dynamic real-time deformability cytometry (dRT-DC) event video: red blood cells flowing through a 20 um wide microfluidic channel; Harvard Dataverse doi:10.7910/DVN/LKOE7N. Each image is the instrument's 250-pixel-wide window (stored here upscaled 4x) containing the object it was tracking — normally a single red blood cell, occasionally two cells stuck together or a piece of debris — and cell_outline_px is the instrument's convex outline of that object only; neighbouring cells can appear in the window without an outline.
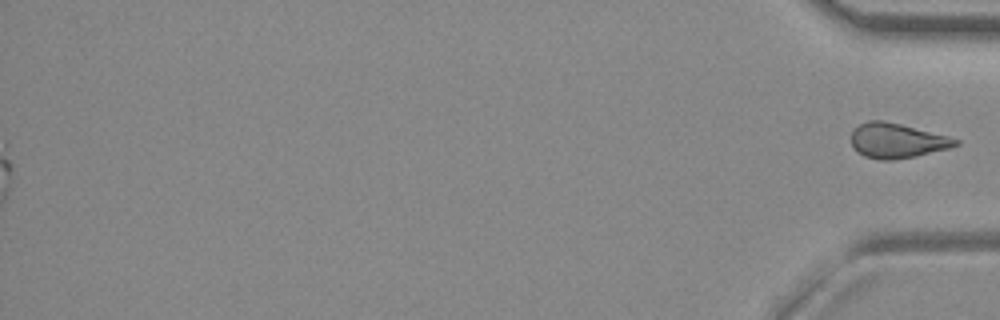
{"species": "common noctule bat (a hibernating species)", "species_latin": "Nyctalus noctula", "temperature_condition": "room temperature", "stored_images_in_passage": 55, "segment_of_instrument_passage": [2, 2], "camera_frame_rate_fps": 3000, "um_per_image_px": 0.085, "animal": {"sex": "female", "body_mass_g": 29.2, "forearm_length_mm": 56.3}, "frame": {"image": 1, "passage_image": 55, "time_ms": 18.0, "image_size_px": [1000, 320], "cell_outline_px": [[960, 144], [948, 148], [916, 156], [892, 160], [880, 160], [864, 156], [856, 152], [852, 148], [852, 132], [860, 124], [868, 120], [884, 120], [948, 136], [960, 140]], "centroid_in_image_um": [76.22, 11.96], "position_along_channel_um": 359.0, "area_um2": 21.1}}